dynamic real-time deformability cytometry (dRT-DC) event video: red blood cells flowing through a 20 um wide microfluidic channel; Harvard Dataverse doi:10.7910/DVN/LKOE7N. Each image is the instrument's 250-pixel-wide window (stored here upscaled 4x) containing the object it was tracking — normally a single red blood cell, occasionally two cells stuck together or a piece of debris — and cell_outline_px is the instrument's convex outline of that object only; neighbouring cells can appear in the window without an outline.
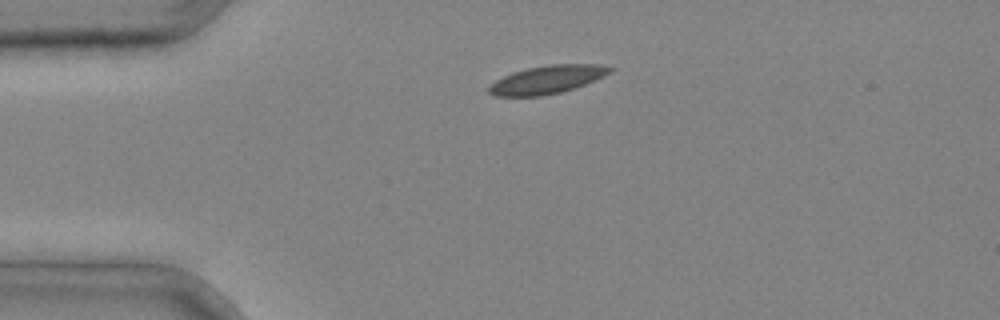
{"species": "common noctule bat (a hibernating species)", "species_latin": "Nyctalus noctula", "temperature_condition": "cold", "stored_images_in_passage": 5, "camera_frame_rate_fps": 3000, "um_per_image_px": 0.085, "animal": {"sex": "male", "body_mass_g": 20.4}, "frame": {"image": 1, "passage_image": 5, "time_ms": 1.333, "image_size_px": [1000, 320], "cell_outline_px": [[612, 68], [604, 76], [584, 84], [560, 92], [540, 96], [496, 96], [488, 92], [488, 88], [496, 80], [512, 72], [528, 68], [548, 64], [600, 64]], "centroid_in_image_um": [46.47, 6.76], "position_along_channel_um": 38.5, "area_um2": 19.48}}